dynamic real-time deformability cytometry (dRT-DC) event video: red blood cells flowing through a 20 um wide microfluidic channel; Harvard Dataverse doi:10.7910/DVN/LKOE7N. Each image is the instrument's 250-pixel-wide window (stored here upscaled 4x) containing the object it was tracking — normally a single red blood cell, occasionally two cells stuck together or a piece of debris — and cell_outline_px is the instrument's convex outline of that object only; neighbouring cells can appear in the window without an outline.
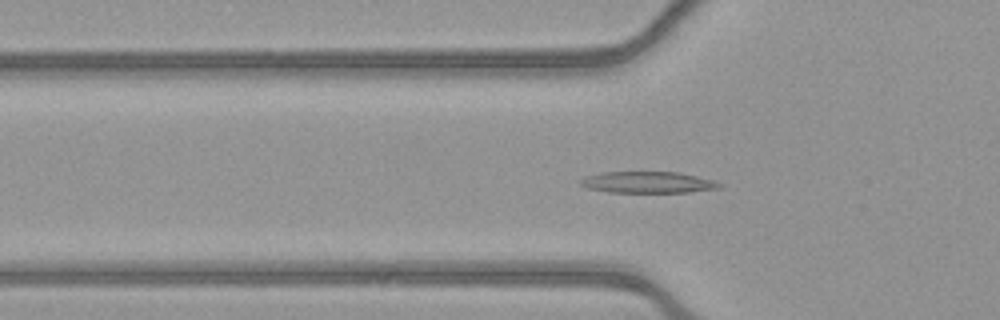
{"species": "common noctule bat (a hibernating species)", "species_latin": "Nyctalus noctula", "temperature_condition": "warm", "stored_images_in_passage": 52, "camera_frame_rate_fps": 3000, "um_per_image_px": 0.085, "animal": {"sex": "female", "body_mass_g": 21.9}, "frame": {"image": 1, "passage_image": 17, "time_ms": 5.333, "image_size_px": [1000, 320], "cell_outline_px": [[724, 184], [720, 188], [688, 192], [608, 192], [588, 188], [580, 184], [580, 180], [588, 176], [600, 172], [680, 172], [712, 180]], "centroid_in_image_um": [55.09, 15.49], "position_along_channel_um": 70.7, "area_um2": 17.22}}
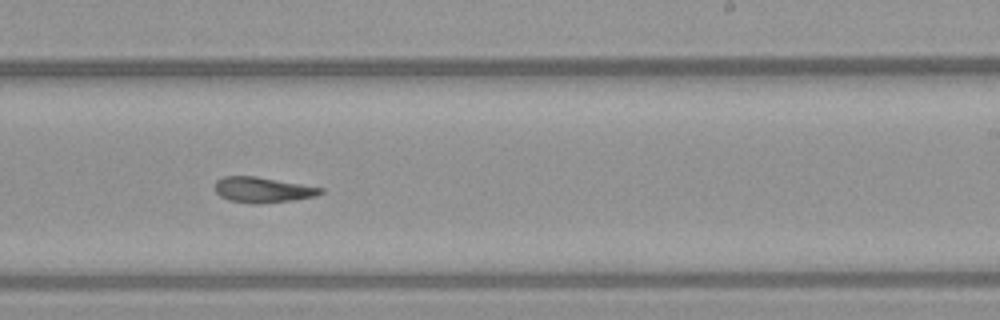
{"frame": {"image": 2, "passage_image": 32, "time_ms": 10.333, "image_size_px": [1000, 320], "cell_outline_px": [[324, 192], [316, 196], [292, 200], [260, 204], [252, 204], [228, 200], [220, 196], [216, 192], [216, 180], [224, 176], [256, 176], [324, 188]], "centroid_in_image_um": [22.33, 16.14], "position_along_channel_um": 266.7, "area_um2": 15.72}}
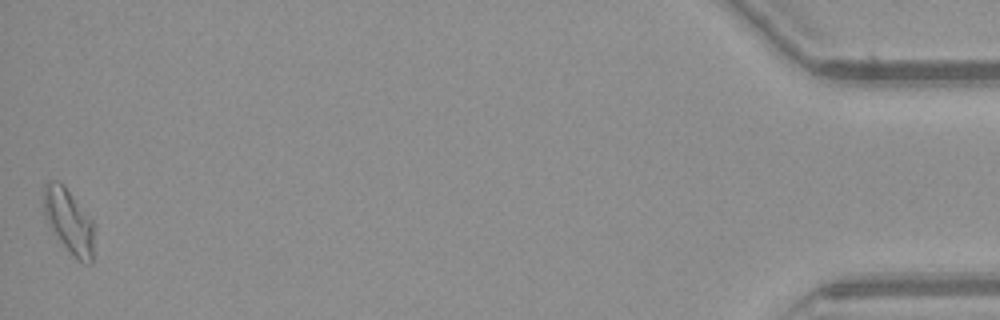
{"frame": {"image": 3, "passage_image": 52, "time_ms": 17.0, "image_size_px": [1000, 320], "cell_outline_px": [[92, 264], [88, 264], [80, 260], [56, 236], [48, 224], [44, 216], [44, 184], [48, 180], [60, 180], [64, 184], [92, 220]], "centroid_in_image_um": [5.81, 18.7], "position_along_channel_um": 429.4, "area_um2": 18.44}, "authors_computed_cell_mechanics": {"area_um2": 16.5597, "velocity_mm_per_s": 3.9054, "shape_relaxation_time_tau1_ms": 9.942, "shape_relaxation_time_tau2_ms": 2.817, "deformation_change_tau1": 0.2826, "deformation_change_tau2": 0.1162}}